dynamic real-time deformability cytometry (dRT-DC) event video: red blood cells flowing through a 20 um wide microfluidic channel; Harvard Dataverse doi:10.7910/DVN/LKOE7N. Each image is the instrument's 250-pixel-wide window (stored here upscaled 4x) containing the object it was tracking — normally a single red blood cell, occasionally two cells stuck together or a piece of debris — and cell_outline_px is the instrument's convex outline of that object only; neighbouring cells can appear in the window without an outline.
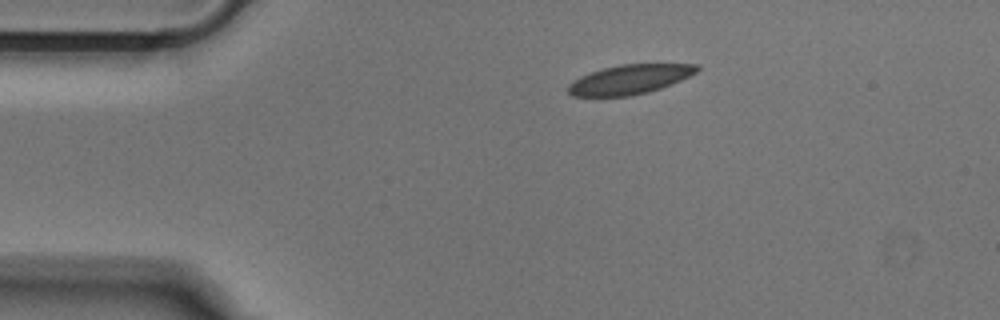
{"species": "Egyptian fruit bat (a non-hibernating species)", "species_latin": "Rousettus aegyptiacus", "temperature_condition": "cold", "stored_images_in_passage": 43, "camera_frame_rate_fps": 3000, "um_per_image_px": 0.085, "animal": {"sex": "male"}, "frame": {"image": 1, "passage_image": 1, "time_ms": 0.0, "image_size_px": [1000, 320], "cell_outline_px": [[700, 68], [696, 72], [672, 84], [648, 92], [628, 96], [572, 96], [568, 92], [568, 84], [572, 80], [580, 76], [604, 68], [620, 64], [700, 64]], "centroid_in_image_um": [53.51, 6.75], "position_along_channel_um": 31.5, "area_um2": 21.96}}
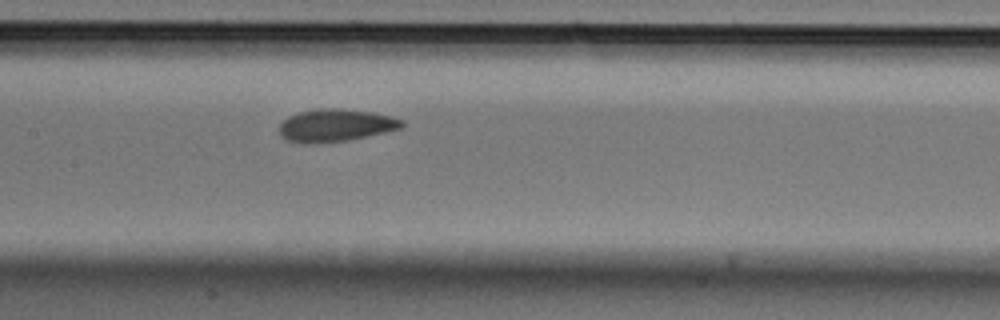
{"frame": {"image": 2, "passage_image": 16, "time_ms": 5.0, "image_size_px": [1000, 320], "cell_outline_px": [[404, 124], [400, 128], [384, 132], [348, 140], [320, 144], [300, 144], [284, 140], [280, 136], [280, 124], [288, 116], [300, 112], [316, 108], [336, 108], [372, 112], [392, 116], [404, 120]], "centroid_in_image_um": [28.48, 10.67], "position_along_channel_um": 178.9, "area_um2": 23.52}}
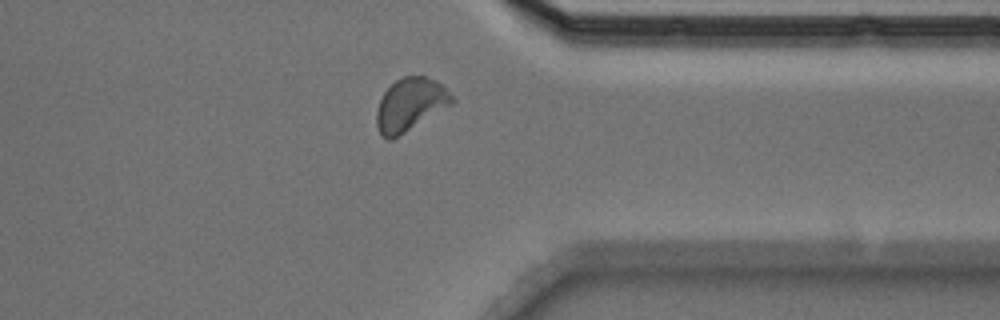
{"frame": {"image": 3, "passage_image": 32, "time_ms": 10.333, "image_size_px": [1000, 320], "cell_outline_px": [[456, 100], [452, 104], [392, 140], [388, 140], [380, 136], [376, 124], [376, 112], [380, 100], [384, 92], [396, 80], [404, 76], [424, 76], [436, 80], [444, 84]], "centroid_in_image_um": [34.88, 8.89], "position_along_channel_um": 376.5, "area_um2": 23.35}}